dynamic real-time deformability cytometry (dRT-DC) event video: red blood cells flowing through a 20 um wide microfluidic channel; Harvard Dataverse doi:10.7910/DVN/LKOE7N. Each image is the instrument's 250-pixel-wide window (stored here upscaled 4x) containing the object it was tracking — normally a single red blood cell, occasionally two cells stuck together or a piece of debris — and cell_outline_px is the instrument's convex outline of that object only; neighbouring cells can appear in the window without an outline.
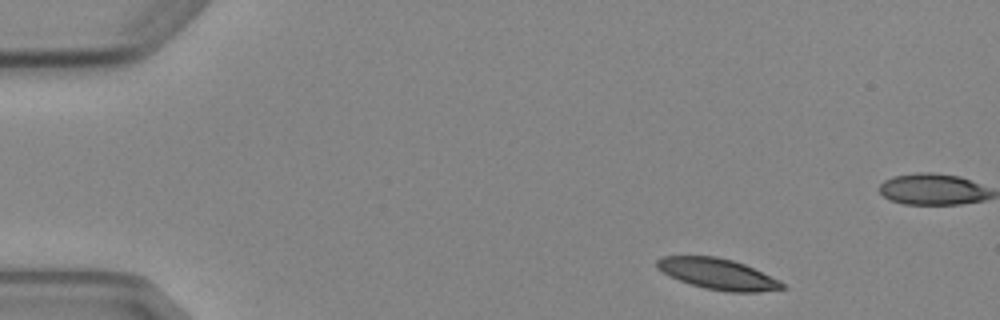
{"species": "Egyptian fruit bat (a non-hibernating species)", "species_latin": "Rousettus aegyptiacus", "temperature_condition": "cold", "stored_images_in_passage": 5, "camera_frame_rate_fps": 3000, "um_per_image_px": 0.085, "animal": {"sex": "female"}, "frame": {"image": 1, "passage_image": 1, "time_ms": 0.0, "image_size_px": [1000, 320], "cell_outline_px": [[788, 288], [760, 292], [728, 292], [704, 288], [680, 280], [656, 268], [656, 260], [660, 256], [716, 256], [732, 260], [744, 264], [780, 280]], "centroid_in_image_um": [61.04, 23.29], "position_along_channel_um": 24.0, "area_um2": 22.48}}
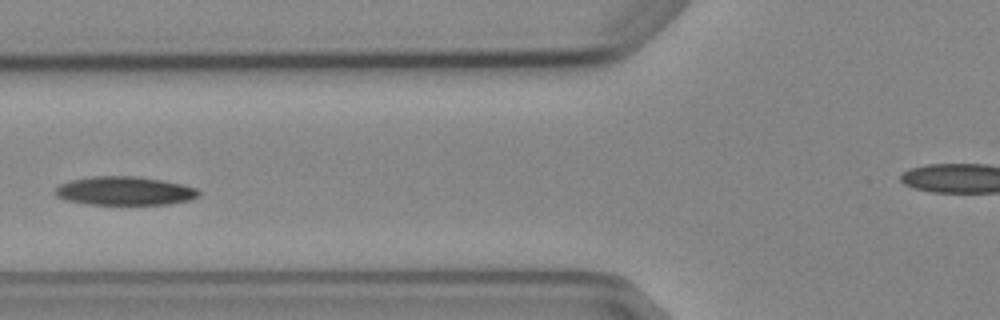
{"frame": {"image": 2, "passage_image": 5, "time_ms": 4.667, "image_size_px": [1000, 320], "cell_outline_px": [[200, 196], [192, 200], [168, 204], [88, 204], [68, 200], [56, 196], [56, 188], [60, 184], [72, 180], [92, 176], [140, 176], [164, 180], [184, 184], [196, 188], [200, 192]], "centroid_in_image_um": [10.67, 16.22], "position_along_channel_um": 115.1, "area_um2": 24.04}}